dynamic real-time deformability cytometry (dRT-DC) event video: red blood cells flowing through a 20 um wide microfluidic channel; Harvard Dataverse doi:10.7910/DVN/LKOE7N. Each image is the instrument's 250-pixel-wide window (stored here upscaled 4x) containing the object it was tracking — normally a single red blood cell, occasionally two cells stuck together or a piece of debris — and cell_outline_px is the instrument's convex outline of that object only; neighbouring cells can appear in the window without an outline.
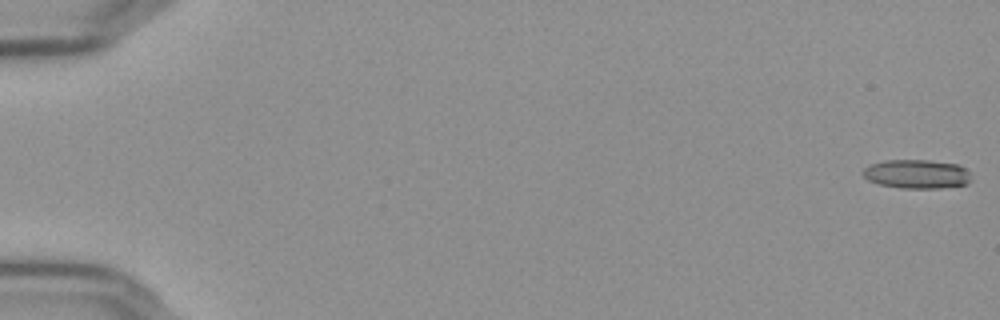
{"species": "Egyptian fruit bat (a non-hibernating species)", "species_latin": "Rousettus aegyptiacus", "temperature_condition": "cold", "stored_images_in_passage": 57, "camera_frame_rate_fps": 3000, "um_per_image_px": 0.085, "frame": {"image": 1, "passage_image": 1, "time_ms": 0.0, "image_size_px": [1000, 320], "cell_outline_px": [[972, 180], [968, 184], [940, 188], [904, 188], [880, 184], [868, 180], [860, 172], [868, 164], [884, 160], [928, 160], [960, 164], [968, 172]], "centroid_in_image_um": [77.92, 14.78], "position_along_channel_um": 7.1, "area_um2": 18.44}}
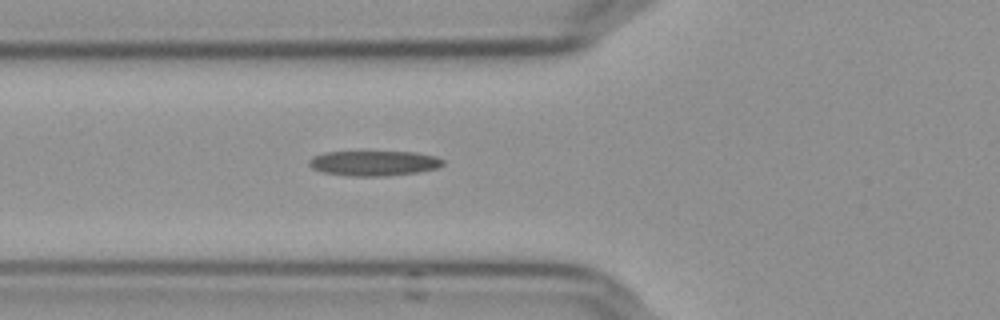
{"frame": {"image": 2, "passage_image": 22, "time_ms": 7.0, "image_size_px": [1000, 320], "cell_outline_px": [[444, 164], [440, 168], [416, 172], [388, 176], [352, 176], [324, 172], [312, 168], [308, 164], [308, 160], [312, 156], [324, 152], [416, 152], [436, 156], [444, 160]], "centroid_in_image_um": [31.8, 13.87], "position_along_channel_um": 94.0, "area_um2": 19.65}}
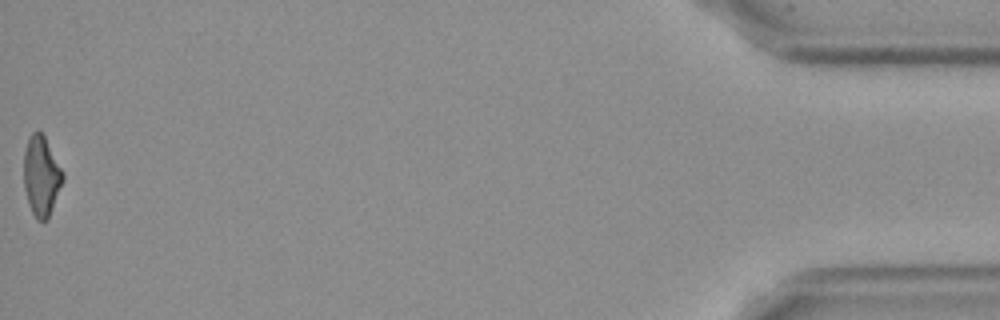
{"frame": {"image": 3, "passage_image": 57, "time_ms": 18.667, "image_size_px": [1000, 320], "cell_outline_px": [[64, 180], [48, 220], [36, 220], [32, 212], [24, 188], [24, 152], [28, 140], [32, 132], [40, 132], [44, 136], [64, 172]], "centroid_in_image_um": [3.53, 14.99], "position_along_channel_um": 431.7, "area_um2": 18.09}}